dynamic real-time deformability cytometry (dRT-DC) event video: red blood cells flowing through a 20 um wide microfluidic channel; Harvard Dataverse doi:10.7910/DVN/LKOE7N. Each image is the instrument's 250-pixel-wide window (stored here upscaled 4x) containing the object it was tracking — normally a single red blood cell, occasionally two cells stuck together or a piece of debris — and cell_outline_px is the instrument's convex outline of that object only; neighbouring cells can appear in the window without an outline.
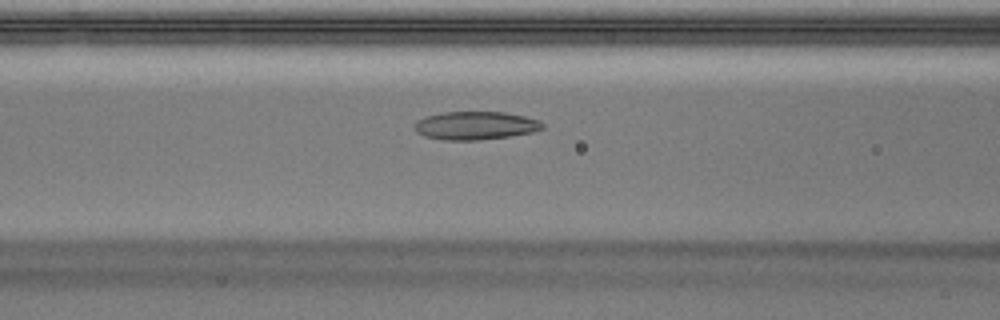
{"species": "Egyptian fruit bat (a non-hibernating species)", "species_latin": "Rousettus aegyptiacus", "temperature_condition": "warm", "stored_images_in_passage": 42, "camera_frame_rate_fps": 3000, "um_per_image_px": 0.085, "animal": {"sex": "male"}, "frame": {"image": 1, "passage_image": 14, "time_ms": 4.333, "image_size_px": [1000, 320], "cell_outline_px": [[544, 128], [532, 132], [512, 136], [480, 140], [440, 140], [424, 136], [416, 132], [416, 120], [424, 116], [440, 112], [504, 112], [524, 116], [540, 120], [544, 124]], "centroid_in_image_um": [40.41, 10.67], "position_along_channel_um": 126.2, "area_um2": 21.27}}
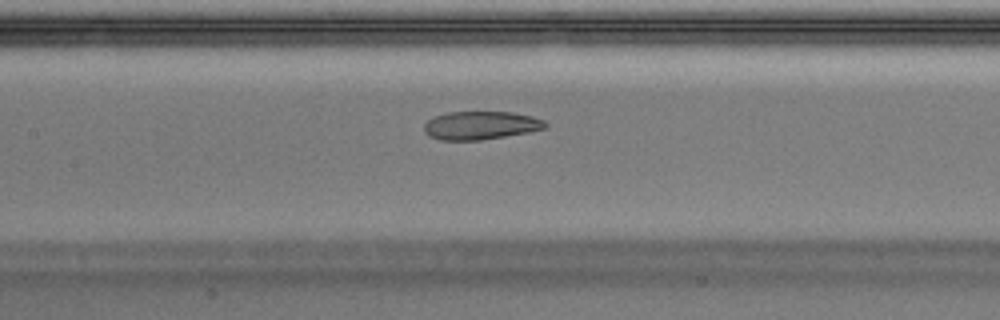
{"frame": {"image": 2, "passage_image": 17, "time_ms": 5.333, "image_size_px": [1000, 320], "cell_outline_px": [[548, 124], [544, 128], [528, 132], [480, 140], [440, 140], [428, 136], [424, 132], [424, 124], [428, 120], [436, 116], [448, 112], [512, 112], [532, 116], [544, 120]], "centroid_in_image_um": [40.84, 10.66], "position_along_channel_um": 166.6, "area_um2": 19.88}}
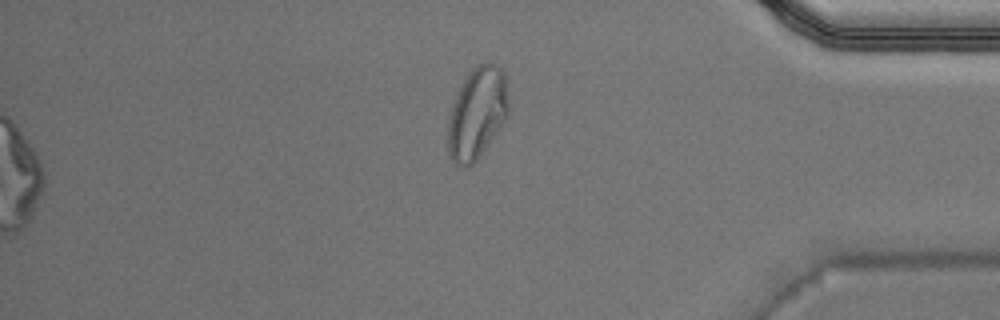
{"frame": {"image": 3, "passage_image": 36, "time_ms": 11.667, "image_size_px": [1000, 320], "cell_outline_px": [[508, 116], [476, 160], [468, 168], [464, 168], [456, 164], [452, 160], [448, 152], [448, 120], [456, 96], [464, 80], [472, 68], [476, 64], [484, 60], [496, 64], [504, 72], [508, 100]], "centroid_in_image_um": [40.55, 9.6], "position_along_channel_um": 394.6, "area_um2": 32.14}}